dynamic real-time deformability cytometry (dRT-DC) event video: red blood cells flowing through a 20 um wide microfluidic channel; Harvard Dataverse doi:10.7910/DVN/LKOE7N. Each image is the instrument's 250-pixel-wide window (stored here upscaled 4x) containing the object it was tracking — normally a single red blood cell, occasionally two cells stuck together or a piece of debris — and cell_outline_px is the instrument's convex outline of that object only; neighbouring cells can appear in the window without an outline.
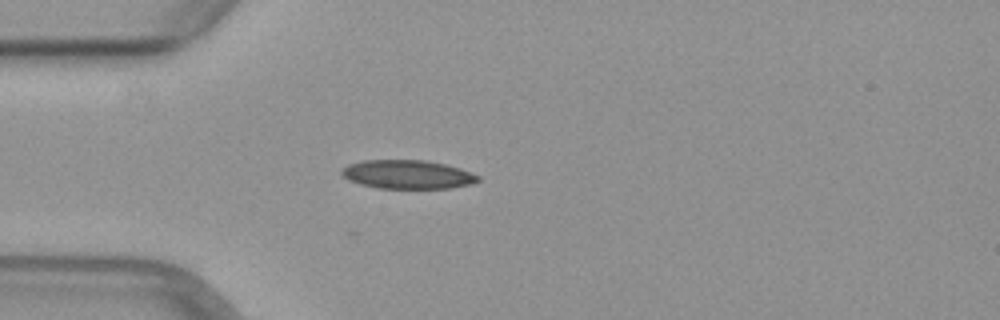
{"species": "common noctule bat (a hibernating species)", "species_latin": "Nyctalus noctula", "temperature_condition": "warm", "stored_images_in_passage": 30, "camera_frame_rate_fps": 3000, "um_per_image_px": 0.085, "animal": {"sex": "female", "body_mass_g": 29.2, "forearm_length_mm": 56.3}, "frame": {"image": 1, "passage_image": 1, "time_ms": 0.0, "image_size_px": [1000, 320], "cell_outline_px": [[480, 180], [472, 184], [452, 188], [376, 188], [360, 184], [348, 180], [340, 172], [340, 168], [348, 164], [360, 160], [428, 160], [460, 168], [480, 176]], "centroid_in_image_um": [34.62, 14.82], "position_along_channel_um": 50.4, "area_um2": 23.06}}
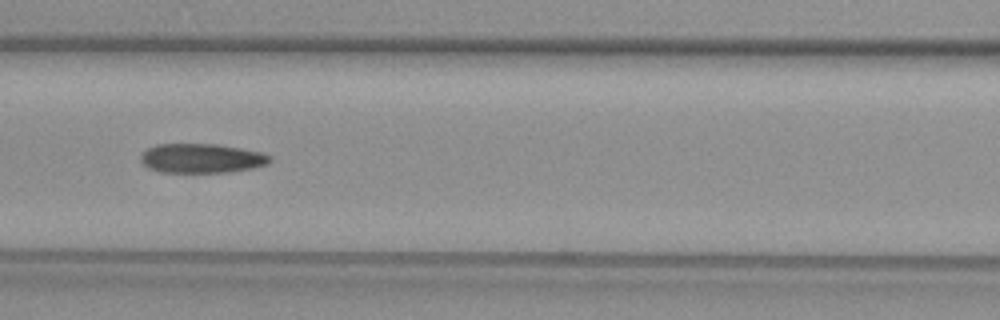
{"frame": {"image": 2, "passage_image": 9, "time_ms": 2.667, "image_size_px": [1000, 320], "cell_outline_px": [[272, 160], [268, 164], [252, 168], [228, 172], [160, 172], [148, 168], [140, 160], [140, 156], [148, 148], [156, 144], [216, 144], [240, 148], [260, 152], [268, 156]], "centroid_in_image_um": [17.11, 13.46], "position_along_channel_um": 149.5, "area_um2": 21.96}}
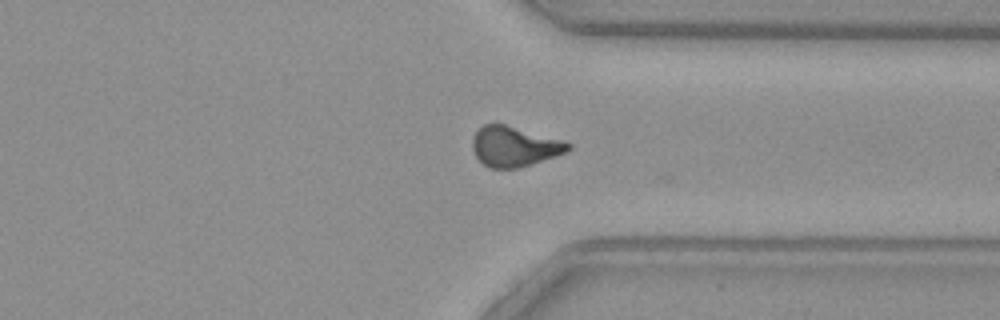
{"frame": {"image": 3, "passage_image": 25, "time_ms": 8.0, "image_size_px": [1000, 320], "cell_outline_px": [[572, 148], [568, 152], [532, 164], [516, 168], [488, 168], [476, 156], [472, 148], [472, 140], [476, 132], [484, 124], [504, 124], [564, 140], [572, 144]], "centroid_in_image_um": [43.76, 12.45], "position_along_channel_um": 367.6, "area_um2": 22.37}}